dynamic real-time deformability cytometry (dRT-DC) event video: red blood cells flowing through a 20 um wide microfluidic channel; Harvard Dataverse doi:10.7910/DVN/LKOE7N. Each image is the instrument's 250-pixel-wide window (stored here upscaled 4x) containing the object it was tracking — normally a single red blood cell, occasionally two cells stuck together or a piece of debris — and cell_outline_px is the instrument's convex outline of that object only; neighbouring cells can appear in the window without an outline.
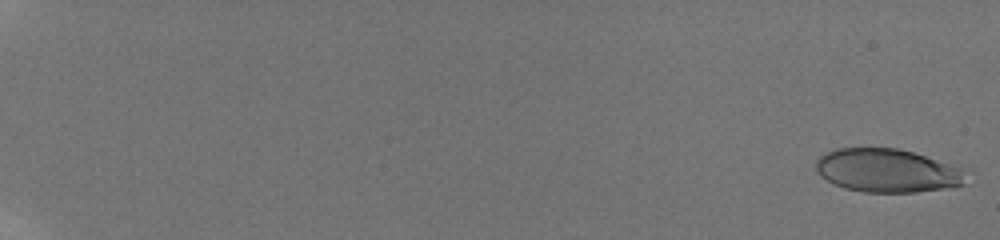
{"species": "human", "species_latin": "Homo sapiens", "temperature_condition": "room temperature", "stored_images_in_passage": 21, "camera_frame_rate_fps": 3000, "um_per_image_px": 0.085, "donor": {"sex": "male"}, "frame": {"image": 1, "passage_image": 1, "time_ms": 0.0, "image_size_px": [1000, 240], "cell_outline_px": [[964, 184], [944, 188], [916, 192], [864, 192], [844, 188], [832, 184], [820, 176], [816, 168], [816, 160], [824, 152], [836, 148], [896, 148], [912, 152], [960, 168]], "centroid_in_image_um": [75.29, 14.5], "position_along_channel_um": 9.7, "area_um2": 37.51}}
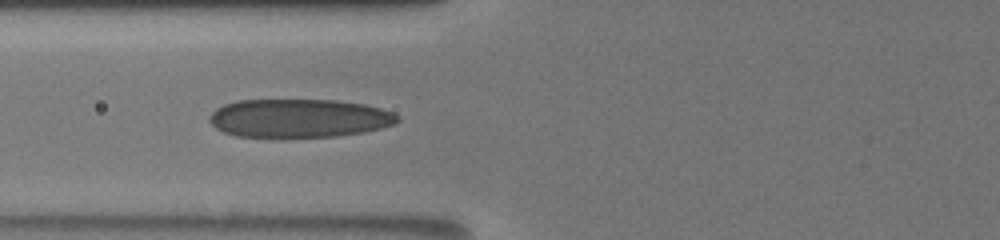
{"frame": {"image": 2, "passage_image": 17, "time_ms": 8.667, "image_size_px": [1000, 240], "cell_outline_px": [[400, 120], [392, 124], [380, 128], [364, 132], [336, 136], [236, 136], [224, 132], [216, 128], [208, 120], [208, 116], [216, 108], [224, 104], [236, 100], [336, 100], [364, 104], [380, 108], [392, 112], [400, 116]], "centroid_in_image_um": [25.4, 10.03], "position_along_channel_um": 100.4, "area_um2": 41.96}}
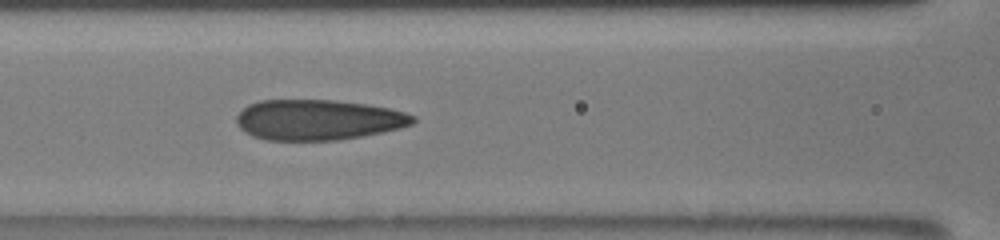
{"frame": {"image": 3, "passage_image": 19, "time_ms": 9.667, "image_size_px": [1000, 240], "cell_outline_px": [[416, 120], [412, 124], [400, 128], [384, 132], [336, 140], [264, 140], [252, 136], [244, 132], [236, 124], [236, 116], [248, 104], [260, 100], [336, 100], [368, 104], [388, 108], [404, 112], [416, 116]], "centroid_in_image_um": [27.02, 10.18], "position_along_channel_um": 139.6, "area_um2": 41.79}}